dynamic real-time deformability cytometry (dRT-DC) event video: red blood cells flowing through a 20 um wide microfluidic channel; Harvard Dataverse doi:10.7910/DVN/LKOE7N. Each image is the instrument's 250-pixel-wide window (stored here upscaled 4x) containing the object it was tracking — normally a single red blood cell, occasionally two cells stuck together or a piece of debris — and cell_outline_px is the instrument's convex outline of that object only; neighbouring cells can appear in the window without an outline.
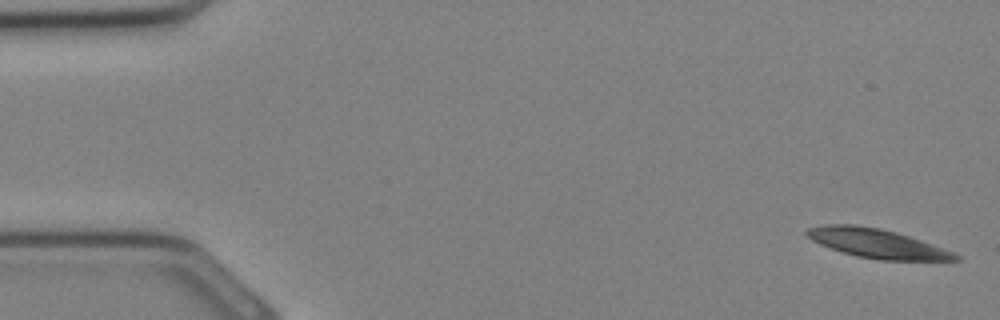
{"species": "Egyptian fruit bat (a non-hibernating species)", "species_latin": "Rousettus aegyptiacus", "temperature_condition": "cold", "stored_images_in_passage": 32, "camera_frame_rate_fps": 3000, "um_per_image_px": 0.085, "animal": {"sex": "female"}, "frame": {"image": 1, "passage_image": 1, "time_ms": 0.0, "image_size_px": [1000, 320], "cell_outline_px": [[960, 260], [880, 260], [856, 256], [820, 244], [812, 240], [804, 232], [808, 228], [824, 224], [856, 224], [880, 228], [896, 232], [920, 240], [952, 252], [960, 256]], "centroid_in_image_um": [74.5, 20.68], "position_along_channel_um": 10.5, "area_um2": 24.85}}
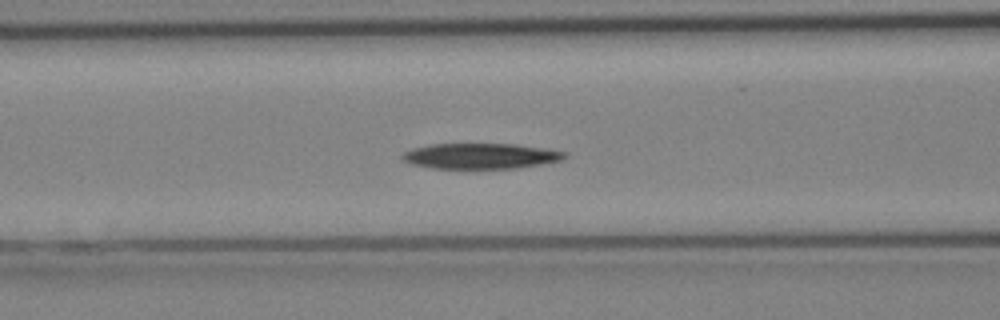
{"frame": {"image": 2, "passage_image": 13, "time_ms": 4.0, "image_size_px": [1000, 320], "cell_outline_px": [[568, 156], [560, 160], [540, 164], [516, 168], [432, 168], [412, 164], [404, 160], [400, 156], [404, 152], [412, 148], [428, 144], [516, 144], [544, 148], [564, 152]], "centroid_in_image_um": [40.81, 13.25], "position_along_channel_um": 125.8, "area_um2": 23.99}}
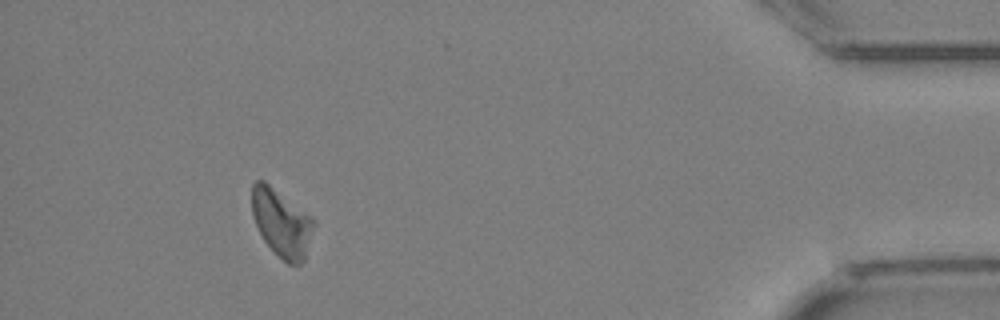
{"frame": {"image": 3, "passage_image": 30, "time_ms": 9.667, "image_size_px": [1000, 320], "cell_outline_px": [[316, 224], [304, 260], [300, 264], [288, 264], [264, 240], [252, 216], [252, 184], [256, 180], [264, 180], [308, 216]], "centroid_in_image_um": [23.92, 18.96], "position_along_channel_um": 411.3, "area_um2": 23.58}}